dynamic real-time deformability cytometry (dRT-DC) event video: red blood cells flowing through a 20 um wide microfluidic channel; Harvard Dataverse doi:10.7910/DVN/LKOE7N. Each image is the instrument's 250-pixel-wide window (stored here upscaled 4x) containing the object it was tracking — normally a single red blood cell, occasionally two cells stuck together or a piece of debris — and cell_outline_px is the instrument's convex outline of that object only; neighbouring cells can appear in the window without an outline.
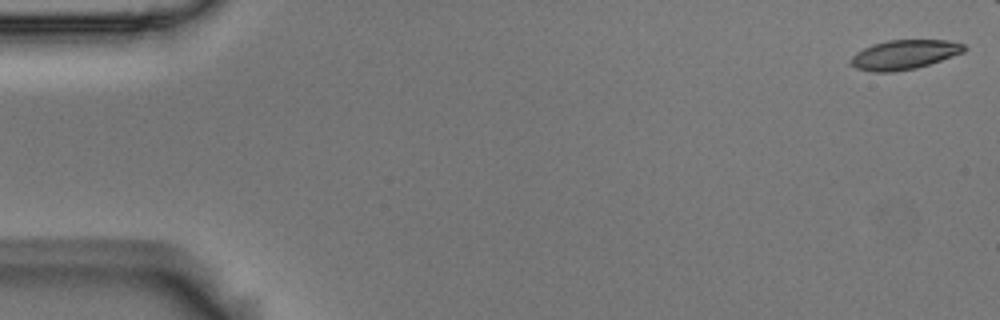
{"species": "Egyptian fruit bat (a non-hibernating species)", "species_latin": "Rousettus aegyptiacus", "temperature_condition": "room temperature", "stored_images_in_passage": 5, "camera_frame_rate_fps": 3000, "um_per_image_px": 0.085, "animal": {"sex": "male"}, "frame": {"image": 1, "passage_image": 1, "time_ms": 0.0, "image_size_px": [1000, 320], "cell_outline_px": [[968, 48], [964, 52], [916, 68], [892, 72], [872, 72], [856, 68], [848, 64], [852, 56], [856, 52], [872, 44], [888, 40], [948, 40], [964, 44]], "centroid_in_image_um": [76.83, 4.64], "position_along_channel_um": 8.2, "area_um2": 19.48}}